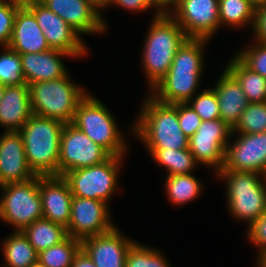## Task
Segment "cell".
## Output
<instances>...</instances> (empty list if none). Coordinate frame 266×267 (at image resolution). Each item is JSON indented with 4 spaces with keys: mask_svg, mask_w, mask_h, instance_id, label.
<instances>
[{
    "mask_svg": "<svg viewBox=\"0 0 266 267\" xmlns=\"http://www.w3.org/2000/svg\"><path fill=\"white\" fill-rule=\"evenodd\" d=\"M210 40L187 38L174 56L166 76L149 92L164 104L187 103L200 86L204 70V47Z\"/></svg>",
    "mask_w": 266,
    "mask_h": 267,
    "instance_id": "1",
    "label": "cell"
},
{
    "mask_svg": "<svg viewBox=\"0 0 266 267\" xmlns=\"http://www.w3.org/2000/svg\"><path fill=\"white\" fill-rule=\"evenodd\" d=\"M145 36L141 62L150 92L167 74L179 47L188 38L169 13H155Z\"/></svg>",
    "mask_w": 266,
    "mask_h": 267,
    "instance_id": "2",
    "label": "cell"
},
{
    "mask_svg": "<svg viewBox=\"0 0 266 267\" xmlns=\"http://www.w3.org/2000/svg\"><path fill=\"white\" fill-rule=\"evenodd\" d=\"M140 109L131 132L146 149L188 148L189 138L178 122V104H164L148 94Z\"/></svg>",
    "mask_w": 266,
    "mask_h": 267,
    "instance_id": "3",
    "label": "cell"
},
{
    "mask_svg": "<svg viewBox=\"0 0 266 267\" xmlns=\"http://www.w3.org/2000/svg\"><path fill=\"white\" fill-rule=\"evenodd\" d=\"M63 121L32 115L18 131L23 139L26 159L39 176L58 175Z\"/></svg>",
    "mask_w": 266,
    "mask_h": 267,
    "instance_id": "4",
    "label": "cell"
},
{
    "mask_svg": "<svg viewBox=\"0 0 266 267\" xmlns=\"http://www.w3.org/2000/svg\"><path fill=\"white\" fill-rule=\"evenodd\" d=\"M225 182L228 212L249 227L266 212V180L252 171L219 170L215 177Z\"/></svg>",
    "mask_w": 266,
    "mask_h": 267,
    "instance_id": "5",
    "label": "cell"
},
{
    "mask_svg": "<svg viewBox=\"0 0 266 267\" xmlns=\"http://www.w3.org/2000/svg\"><path fill=\"white\" fill-rule=\"evenodd\" d=\"M71 78L68 72L59 79L29 84L32 113L71 123L79 103L89 93Z\"/></svg>",
    "mask_w": 266,
    "mask_h": 267,
    "instance_id": "6",
    "label": "cell"
},
{
    "mask_svg": "<svg viewBox=\"0 0 266 267\" xmlns=\"http://www.w3.org/2000/svg\"><path fill=\"white\" fill-rule=\"evenodd\" d=\"M106 105L93 94H87L75 111L72 124L111 156H125L128 143Z\"/></svg>",
    "mask_w": 266,
    "mask_h": 267,
    "instance_id": "7",
    "label": "cell"
},
{
    "mask_svg": "<svg viewBox=\"0 0 266 267\" xmlns=\"http://www.w3.org/2000/svg\"><path fill=\"white\" fill-rule=\"evenodd\" d=\"M0 191V220L11 225L13 231H22L43 218L39 175L25 182L1 185Z\"/></svg>",
    "mask_w": 266,
    "mask_h": 267,
    "instance_id": "8",
    "label": "cell"
},
{
    "mask_svg": "<svg viewBox=\"0 0 266 267\" xmlns=\"http://www.w3.org/2000/svg\"><path fill=\"white\" fill-rule=\"evenodd\" d=\"M125 156H110L104 162L67 172L63 177L69 183L73 196L109 200L119 189V172Z\"/></svg>",
    "mask_w": 266,
    "mask_h": 267,
    "instance_id": "9",
    "label": "cell"
},
{
    "mask_svg": "<svg viewBox=\"0 0 266 267\" xmlns=\"http://www.w3.org/2000/svg\"><path fill=\"white\" fill-rule=\"evenodd\" d=\"M111 155L94 143L82 130L66 123L61 132L58 175L64 176L71 170L97 165Z\"/></svg>",
    "mask_w": 266,
    "mask_h": 267,
    "instance_id": "10",
    "label": "cell"
},
{
    "mask_svg": "<svg viewBox=\"0 0 266 267\" xmlns=\"http://www.w3.org/2000/svg\"><path fill=\"white\" fill-rule=\"evenodd\" d=\"M231 134L232 129L221 118L202 121L196 133L188 140L189 151L198 165L210 167L216 174L223 167L225 149Z\"/></svg>",
    "mask_w": 266,
    "mask_h": 267,
    "instance_id": "11",
    "label": "cell"
},
{
    "mask_svg": "<svg viewBox=\"0 0 266 267\" xmlns=\"http://www.w3.org/2000/svg\"><path fill=\"white\" fill-rule=\"evenodd\" d=\"M25 5L34 13L50 49L63 51L73 58L88 55L84 39L60 16L39 0L29 1Z\"/></svg>",
    "mask_w": 266,
    "mask_h": 267,
    "instance_id": "12",
    "label": "cell"
},
{
    "mask_svg": "<svg viewBox=\"0 0 266 267\" xmlns=\"http://www.w3.org/2000/svg\"><path fill=\"white\" fill-rule=\"evenodd\" d=\"M219 0H182L169 13L188 38L213 39L220 28Z\"/></svg>",
    "mask_w": 266,
    "mask_h": 267,
    "instance_id": "13",
    "label": "cell"
},
{
    "mask_svg": "<svg viewBox=\"0 0 266 267\" xmlns=\"http://www.w3.org/2000/svg\"><path fill=\"white\" fill-rule=\"evenodd\" d=\"M110 208L101 200L73 196L67 235L82 241L110 231L116 226L111 220Z\"/></svg>",
    "mask_w": 266,
    "mask_h": 267,
    "instance_id": "14",
    "label": "cell"
},
{
    "mask_svg": "<svg viewBox=\"0 0 266 267\" xmlns=\"http://www.w3.org/2000/svg\"><path fill=\"white\" fill-rule=\"evenodd\" d=\"M234 134L225 149L224 164L221 170L252 171L263 173L266 170V132L256 134Z\"/></svg>",
    "mask_w": 266,
    "mask_h": 267,
    "instance_id": "15",
    "label": "cell"
},
{
    "mask_svg": "<svg viewBox=\"0 0 266 267\" xmlns=\"http://www.w3.org/2000/svg\"><path fill=\"white\" fill-rule=\"evenodd\" d=\"M49 10L60 16L81 37L104 34L108 24L103 14L89 0H39Z\"/></svg>",
    "mask_w": 266,
    "mask_h": 267,
    "instance_id": "16",
    "label": "cell"
},
{
    "mask_svg": "<svg viewBox=\"0 0 266 267\" xmlns=\"http://www.w3.org/2000/svg\"><path fill=\"white\" fill-rule=\"evenodd\" d=\"M135 242L115 226L108 232L83 239L81 248L96 267H125L127 252Z\"/></svg>",
    "mask_w": 266,
    "mask_h": 267,
    "instance_id": "17",
    "label": "cell"
},
{
    "mask_svg": "<svg viewBox=\"0 0 266 267\" xmlns=\"http://www.w3.org/2000/svg\"><path fill=\"white\" fill-rule=\"evenodd\" d=\"M39 192L43 218L67 229L73 198L67 180L59 175L39 176Z\"/></svg>",
    "mask_w": 266,
    "mask_h": 267,
    "instance_id": "18",
    "label": "cell"
},
{
    "mask_svg": "<svg viewBox=\"0 0 266 267\" xmlns=\"http://www.w3.org/2000/svg\"><path fill=\"white\" fill-rule=\"evenodd\" d=\"M35 176L28 165L21 134L18 131H3L0 136V186L25 182Z\"/></svg>",
    "mask_w": 266,
    "mask_h": 267,
    "instance_id": "19",
    "label": "cell"
},
{
    "mask_svg": "<svg viewBox=\"0 0 266 267\" xmlns=\"http://www.w3.org/2000/svg\"><path fill=\"white\" fill-rule=\"evenodd\" d=\"M8 47L19 54L40 53L50 49L34 13L25 4L16 12Z\"/></svg>",
    "mask_w": 266,
    "mask_h": 267,
    "instance_id": "20",
    "label": "cell"
},
{
    "mask_svg": "<svg viewBox=\"0 0 266 267\" xmlns=\"http://www.w3.org/2000/svg\"><path fill=\"white\" fill-rule=\"evenodd\" d=\"M64 57L72 58L71 55L56 49L21 54L23 76L27 85L64 77L69 71L62 60Z\"/></svg>",
    "mask_w": 266,
    "mask_h": 267,
    "instance_id": "21",
    "label": "cell"
},
{
    "mask_svg": "<svg viewBox=\"0 0 266 267\" xmlns=\"http://www.w3.org/2000/svg\"><path fill=\"white\" fill-rule=\"evenodd\" d=\"M32 115L29 86H6L0 102V126L4 131H19Z\"/></svg>",
    "mask_w": 266,
    "mask_h": 267,
    "instance_id": "22",
    "label": "cell"
},
{
    "mask_svg": "<svg viewBox=\"0 0 266 267\" xmlns=\"http://www.w3.org/2000/svg\"><path fill=\"white\" fill-rule=\"evenodd\" d=\"M214 90L220 109V118L233 129L249 102L237 80L224 68Z\"/></svg>",
    "mask_w": 266,
    "mask_h": 267,
    "instance_id": "23",
    "label": "cell"
},
{
    "mask_svg": "<svg viewBox=\"0 0 266 267\" xmlns=\"http://www.w3.org/2000/svg\"><path fill=\"white\" fill-rule=\"evenodd\" d=\"M1 245L5 262L1 267H31L38 263V253L22 231L12 232Z\"/></svg>",
    "mask_w": 266,
    "mask_h": 267,
    "instance_id": "24",
    "label": "cell"
},
{
    "mask_svg": "<svg viewBox=\"0 0 266 267\" xmlns=\"http://www.w3.org/2000/svg\"><path fill=\"white\" fill-rule=\"evenodd\" d=\"M225 69L237 80L249 103L266 102V78L247 68L235 55Z\"/></svg>",
    "mask_w": 266,
    "mask_h": 267,
    "instance_id": "25",
    "label": "cell"
},
{
    "mask_svg": "<svg viewBox=\"0 0 266 267\" xmlns=\"http://www.w3.org/2000/svg\"><path fill=\"white\" fill-rule=\"evenodd\" d=\"M22 233L37 253L60 243L68 236L66 228L45 218L26 226Z\"/></svg>",
    "mask_w": 266,
    "mask_h": 267,
    "instance_id": "26",
    "label": "cell"
},
{
    "mask_svg": "<svg viewBox=\"0 0 266 267\" xmlns=\"http://www.w3.org/2000/svg\"><path fill=\"white\" fill-rule=\"evenodd\" d=\"M157 165L167 171V176L192 174L198 163L193 154L186 149H146Z\"/></svg>",
    "mask_w": 266,
    "mask_h": 267,
    "instance_id": "27",
    "label": "cell"
},
{
    "mask_svg": "<svg viewBox=\"0 0 266 267\" xmlns=\"http://www.w3.org/2000/svg\"><path fill=\"white\" fill-rule=\"evenodd\" d=\"M165 196L173 205L183 206L201 195L202 184L193 174L166 176Z\"/></svg>",
    "mask_w": 266,
    "mask_h": 267,
    "instance_id": "28",
    "label": "cell"
},
{
    "mask_svg": "<svg viewBox=\"0 0 266 267\" xmlns=\"http://www.w3.org/2000/svg\"><path fill=\"white\" fill-rule=\"evenodd\" d=\"M220 28L223 26L243 29L253 28L256 8L249 0H219Z\"/></svg>",
    "mask_w": 266,
    "mask_h": 267,
    "instance_id": "29",
    "label": "cell"
},
{
    "mask_svg": "<svg viewBox=\"0 0 266 267\" xmlns=\"http://www.w3.org/2000/svg\"><path fill=\"white\" fill-rule=\"evenodd\" d=\"M81 241L67 236L60 243L38 253V263L44 267H71Z\"/></svg>",
    "mask_w": 266,
    "mask_h": 267,
    "instance_id": "30",
    "label": "cell"
},
{
    "mask_svg": "<svg viewBox=\"0 0 266 267\" xmlns=\"http://www.w3.org/2000/svg\"><path fill=\"white\" fill-rule=\"evenodd\" d=\"M159 249L136 241L128 250L125 267H171Z\"/></svg>",
    "mask_w": 266,
    "mask_h": 267,
    "instance_id": "31",
    "label": "cell"
},
{
    "mask_svg": "<svg viewBox=\"0 0 266 267\" xmlns=\"http://www.w3.org/2000/svg\"><path fill=\"white\" fill-rule=\"evenodd\" d=\"M266 132V102L249 103L232 129V134Z\"/></svg>",
    "mask_w": 266,
    "mask_h": 267,
    "instance_id": "32",
    "label": "cell"
},
{
    "mask_svg": "<svg viewBox=\"0 0 266 267\" xmlns=\"http://www.w3.org/2000/svg\"><path fill=\"white\" fill-rule=\"evenodd\" d=\"M0 54V83L6 86L27 84L21 65V54L8 46L1 47Z\"/></svg>",
    "mask_w": 266,
    "mask_h": 267,
    "instance_id": "33",
    "label": "cell"
},
{
    "mask_svg": "<svg viewBox=\"0 0 266 267\" xmlns=\"http://www.w3.org/2000/svg\"><path fill=\"white\" fill-rule=\"evenodd\" d=\"M187 103L202 121L220 118L219 102L214 90L210 87L201 91V93L195 94Z\"/></svg>",
    "mask_w": 266,
    "mask_h": 267,
    "instance_id": "34",
    "label": "cell"
},
{
    "mask_svg": "<svg viewBox=\"0 0 266 267\" xmlns=\"http://www.w3.org/2000/svg\"><path fill=\"white\" fill-rule=\"evenodd\" d=\"M254 41V44L241 49L234 55L251 71L266 78V44Z\"/></svg>",
    "mask_w": 266,
    "mask_h": 267,
    "instance_id": "35",
    "label": "cell"
},
{
    "mask_svg": "<svg viewBox=\"0 0 266 267\" xmlns=\"http://www.w3.org/2000/svg\"><path fill=\"white\" fill-rule=\"evenodd\" d=\"M22 5L13 0H0V46H8L18 8Z\"/></svg>",
    "mask_w": 266,
    "mask_h": 267,
    "instance_id": "36",
    "label": "cell"
},
{
    "mask_svg": "<svg viewBox=\"0 0 266 267\" xmlns=\"http://www.w3.org/2000/svg\"><path fill=\"white\" fill-rule=\"evenodd\" d=\"M178 122L182 132L190 138L196 133L202 120L188 103H179Z\"/></svg>",
    "mask_w": 266,
    "mask_h": 267,
    "instance_id": "37",
    "label": "cell"
},
{
    "mask_svg": "<svg viewBox=\"0 0 266 267\" xmlns=\"http://www.w3.org/2000/svg\"><path fill=\"white\" fill-rule=\"evenodd\" d=\"M246 236L252 246L256 247L257 255L266 252V212L247 227Z\"/></svg>",
    "mask_w": 266,
    "mask_h": 267,
    "instance_id": "38",
    "label": "cell"
},
{
    "mask_svg": "<svg viewBox=\"0 0 266 267\" xmlns=\"http://www.w3.org/2000/svg\"><path fill=\"white\" fill-rule=\"evenodd\" d=\"M111 5L119 6L125 10H130L133 12H145L153 7L155 13H161L155 6L153 0H114Z\"/></svg>",
    "mask_w": 266,
    "mask_h": 267,
    "instance_id": "39",
    "label": "cell"
},
{
    "mask_svg": "<svg viewBox=\"0 0 266 267\" xmlns=\"http://www.w3.org/2000/svg\"><path fill=\"white\" fill-rule=\"evenodd\" d=\"M253 37L255 41L266 44V6L256 9L253 28Z\"/></svg>",
    "mask_w": 266,
    "mask_h": 267,
    "instance_id": "40",
    "label": "cell"
},
{
    "mask_svg": "<svg viewBox=\"0 0 266 267\" xmlns=\"http://www.w3.org/2000/svg\"><path fill=\"white\" fill-rule=\"evenodd\" d=\"M71 267H96L92 259L88 254L81 248L75 255Z\"/></svg>",
    "mask_w": 266,
    "mask_h": 267,
    "instance_id": "41",
    "label": "cell"
},
{
    "mask_svg": "<svg viewBox=\"0 0 266 267\" xmlns=\"http://www.w3.org/2000/svg\"><path fill=\"white\" fill-rule=\"evenodd\" d=\"M156 8L161 13H170L172 9L182 0H153Z\"/></svg>",
    "mask_w": 266,
    "mask_h": 267,
    "instance_id": "42",
    "label": "cell"
},
{
    "mask_svg": "<svg viewBox=\"0 0 266 267\" xmlns=\"http://www.w3.org/2000/svg\"><path fill=\"white\" fill-rule=\"evenodd\" d=\"M100 12L106 9L114 0H89Z\"/></svg>",
    "mask_w": 266,
    "mask_h": 267,
    "instance_id": "43",
    "label": "cell"
},
{
    "mask_svg": "<svg viewBox=\"0 0 266 267\" xmlns=\"http://www.w3.org/2000/svg\"><path fill=\"white\" fill-rule=\"evenodd\" d=\"M256 258V264L258 267H266V252L259 254Z\"/></svg>",
    "mask_w": 266,
    "mask_h": 267,
    "instance_id": "44",
    "label": "cell"
},
{
    "mask_svg": "<svg viewBox=\"0 0 266 267\" xmlns=\"http://www.w3.org/2000/svg\"><path fill=\"white\" fill-rule=\"evenodd\" d=\"M249 1L256 9L262 6H266V0H249Z\"/></svg>",
    "mask_w": 266,
    "mask_h": 267,
    "instance_id": "45",
    "label": "cell"
},
{
    "mask_svg": "<svg viewBox=\"0 0 266 267\" xmlns=\"http://www.w3.org/2000/svg\"><path fill=\"white\" fill-rule=\"evenodd\" d=\"M6 85L0 83V102L5 92Z\"/></svg>",
    "mask_w": 266,
    "mask_h": 267,
    "instance_id": "46",
    "label": "cell"
},
{
    "mask_svg": "<svg viewBox=\"0 0 266 267\" xmlns=\"http://www.w3.org/2000/svg\"><path fill=\"white\" fill-rule=\"evenodd\" d=\"M13 1H17L19 3L25 4V3L29 2V1H34V0H13Z\"/></svg>",
    "mask_w": 266,
    "mask_h": 267,
    "instance_id": "47",
    "label": "cell"
},
{
    "mask_svg": "<svg viewBox=\"0 0 266 267\" xmlns=\"http://www.w3.org/2000/svg\"><path fill=\"white\" fill-rule=\"evenodd\" d=\"M31 267H44V266L40 265L39 263H36L33 266H31Z\"/></svg>",
    "mask_w": 266,
    "mask_h": 267,
    "instance_id": "48",
    "label": "cell"
},
{
    "mask_svg": "<svg viewBox=\"0 0 266 267\" xmlns=\"http://www.w3.org/2000/svg\"><path fill=\"white\" fill-rule=\"evenodd\" d=\"M263 177H264V179L266 180V170H265V172L263 173Z\"/></svg>",
    "mask_w": 266,
    "mask_h": 267,
    "instance_id": "49",
    "label": "cell"
}]
</instances>
